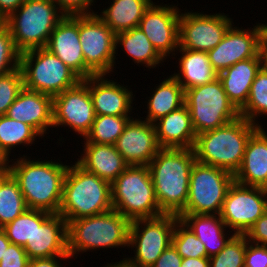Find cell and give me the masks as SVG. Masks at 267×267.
<instances>
[{
	"label": "cell",
	"instance_id": "e575fe53",
	"mask_svg": "<svg viewBox=\"0 0 267 267\" xmlns=\"http://www.w3.org/2000/svg\"><path fill=\"white\" fill-rule=\"evenodd\" d=\"M240 116L248 121L260 125L258 117L267 116V69L263 65L253 81L249 98L245 106L239 111Z\"/></svg>",
	"mask_w": 267,
	"mask_h": 267
},
{
	"label": "cell",
	"instance_id": "836d02e7",
	"mask_svg": "<svg viewBox=\"0 0 267 267\" xmlns=\"http://www.w3.org/2000/svg\"><path fill=\"white\" fill-rule=\"evenodd\" d=\"M132 116L96 115L84 142L115 145Z\"/></svg>",
	"mask_w": 267,
	"mask_h": 267
},
{
	"label": "cell",
	"instance_id": "7a4b0ae2",
	"mask_svg": "<svg viewBox=\"0 0 267 267\" xmlns=\"http://www.w3.org/2000/svg\"><path fill=\"white\" fill-rule=\"evenodd\" d=\"M195 161L193 148H161L148 164L156 199L164 214L178 215L186 207Z\"/></svg>",
	"mask_w": 267,
	"mask_h": 267
},
{
	"label": "cell",
	"instance_id": "f5cc1de1",
	"mask_svg": "<svg viewBox=\"0 0 267 267\" xmlns=\"http://www.w3.org/2000/svg\"><path fill=\"white\" fill-rule=\"evenodd\" d=\"M10 159L11 158L0 147V165H4L9 170V163L12 162Z\"/></svg>",
	"mask_w": 267,
	"mask_h": 267
},
{
	"label": "cell",
	"instance_id": "d6a6232c",
	"mask_svg": "<svg viewBox=\"0 0 267 267\" xmlns=\"http://www.w3.org/2000/svg\"><path fill=\"white\" fill-rule=\"evenodd\" d=\"M27 208L18 182L8 172L0 181V228L13 221Z\"/></svg>",
	"mask_w": 267,
	"mask_h": 267
},
{
	"label": "cell",
	"instance_id": "603a6c76",
	"mask_svg": "<svg viewBox=\"0 0 267 267\" xmlns=\"http://www.w3.org/2000/svg\"><path fill=\"white\" fill-rule=\"evenodd\" d=\"M260 126L249 138L242 164L234 175V181L267 189V133Z\"/></svg>",
	"mask_w": 267,
	"mask_h": 267
},
{
	"label": "cell",
	"instance_id": "277c9868",
	"mask_svg": "<svg viewBox=\"0 0 267 267\" xmlns=\"http://www.w3.org/2000/svg\"><path fill=\"white\" fill-rule=\"evenodd\" d=\"M113 209L111 183L82 168L76 161L68 166L58 214L68 223Z\"/></svg>",
	"mask_w": 267,
	"mask_h": 267
},
{
	"label": "cell",
	"instance_id": "d590c367",
	"mask_svg": "<svg viewBox=\"0 0 267 267\" xmlns=\"http://www.w3.org/2000/svg\"><path fill=\"white\" fill-rule=\"evenodd\" d=\"M172 245L182 258L207 257L203 242L180 219L176 221Z\"/></svg>",
	"mask_w": 267,
	"mask_h": 267
},
{
	"label": "cell",
	"instance_id": "5bb4252c",
	"mask_svg": "<svg viewBox=\"0 0 267 267\" xmlns=\"http://www.w3.org/2000/svg\"><path fill=\"white\" fill-rule=\"evenodd\" d=\"M233 24V19L225 13L185 10L179 17V47L208 53L221 42Z\"/></svg>",
	"mask_w": 267,
	"mask_h": 267
},
{
	"label": "cell",
	"instance_id": "74e56055",
	"mask_svg": "<svg viewBox=\"0 0 267 267\" xmlns=\"http://www.w3.org/2000/svg\"><path fill=\"white\" fill-rule=\"evenodd\" d=\"M2 229L11 243L25 247L27 241H31L35 231V209H26Z\"/></svg>",
	"mask_w": 267,
	"mask_h": 267
},
{
	"label": "cell",
	"instance_id": "8fae6325",
	"mask_svg": "<svg viewBox=\"0 0 267 267\" xmlns=\"http://www.w3.org/2000/svg\"><path fill=\"white\" fill-rule=\"evenodd\" d=\"M233 182L230 172L195 161L190 172L188 201L179 214H220Z\"/></svg>",
	"mask_w": 267,
	"mask_h": 267
},
{
	"label": "cell",
	"instance_id": "681fc988",
	"mask_svg": "<svg viewBox=\"0 0 267 267\" xmlns=\"http://www.w3.org/2000/svg\"><path fill=\"white\" fill-rule=\"evenodd\" d=\"M180 267H209V258H183Z\"/></svg>",
	"mask_w": 267,
	"mask_h": 267
},
{
	"label": "cell",
	"instance_id": "60d3db41",
	"mask_svg": "<svg viewBox=\"0 0 267 267\" xmlns=\"http://www.w3.org/2000/svg\"><path fill=\"white\" fill-rule=\"evenodd\" d=\"M28 255L24 247L10 243L0 261V267H27Z\"/></svg>",
	"mask_w": 267,
	"mask_h": 267
},
{
	"label": "cell",
	"instance_id": "db71d44e",
	"mask_svg": "<svg viewBox=\"0 0 267 267\" xmlns=\"http://www.w3.org/2000/svg\"><path fill=\"white\" fill-rule=\"evenodd\" d=\"M8 172H9V170L4 165H0V181L4 178V176Z\"/></svg>",
	"mask_w": 267,
	"mask_h": 267
},
{
	"label": "cell",
	"instance_id": "484cf974",
	"mask_svg": "<svg viewBox=\"0 0 267 267\" xmlns=\"http://www.w3.org/2000/svg\"><path fill=\"white\" fill-rule=\"evenodd\" d=\"M158 144L161 148H193L196 133L186 105L170 112L155 123Z\"/></svg>",
	"mask_w": 267,
	"mask_h": 267
},
{
	"label": "cell",
	"instance_id": "f546056e",
	"mask_svg": "<svg viewBox=\"0 0 267 267\" xmlns=\"http://www.w3.org/2000/svg\"><path fill=\"white\" fill-rule=\"evenodd\" d=\"M154 89V93L147 97L150 99L145 101L147 112L144 111L147 114L144 119L152 124L185 105V90L172 75L164 78Z\"/></svg>",
	"mask_w": 267,
	"mask_h": 267
},
{
	"label": "cell",
	"instance_id": "30bf717a",
	"mask_svg": "<svg viewBox=\"0 0 267 267\" xmlns=\"http://www.w3.org/2000/svg\"><path fill=\"white\" fill-rule=\"evenodd\" d=\"M178 219L174 214H162L154 218L131 221L128 248L133 249L134 256L124 258L137 267H151L172 244V235Z\"/></svg>",
	"mask_w": 267,
	"mask_h": 267
},
{
	"label": "cell",
	"instance_id": "f907efd6",
	"mask_svg": "<svg viewBox=\"0 0 267 267\" xmlns=\"http://www.w3.org/2000/svg\"><path fill=\"white\" fill-rule=\"evenodd\" d=\"M10 243L11 242L7 238L5 231L2 228H0V261L2 259V256H4L5 251Z\"/></svg>",
	"mask_w": 267,
	"mask_h": 267
},
{
	"label": "cell",
	"instance_id": "ee69618b",
	"mask_svg": "<svg viewBox=\"0 0 267 267\" xmlns=\"http://www.w3.org/2000/svg\"><path fill=\"white\" fill-rule=\"evenodd\" d=\"M245 236L250 243L267 246V211L257 219Z\"/></svg>",
	"mask_w": 267,
	"mask_h": 267
},
{
	"label": "cell",
	"instance_id": "2e32d148",
	"mask_svg": "<svg viewBox=\"0 0 267 267\" xmlns=\"http://www.w3.org/2000/svg\"><path fill=\"white\" fill-rule=\"evenodd\" d=\"M177 6L178 4L175 6V4L152 3L145 11L138 26L165 60L172 55L175 58V55L178 54L181 11Z\"/></svg>",
	"mask_w": 267,
	"mask_h": 267
},
{
	"label": "cell",
	"instance_id": "d4e9b609",
	"mask_svg": "<svg viewBox=\"0 0 267 267\" xmlns=\"http://www.w3.org/2000/svg\"><path fill=\"white\" fill-rule=\"evenodd\" d=\"M77 163L85 170L112 183L129 165L115 145L84 142Z\"/></svg>",
	"mask_w": 267,
	"mask_h": 267
},
{
	"label": "cell",
	"instance_id": "7bdbcfd3",
	"mask_svg": "<svg viewBox=\"0 0 267 267\" xmlns=\"http://www.w3.org/2000/svg\"><path fill=\"white\" fill-rule=\"evenodd\" d=\"M267 246L253 244L247 241L245 267H266Z\"/></svg>",
	"mask_w": 267,
	"mask_h": 267
},
{
	"label": "cell",
	"instance_id": "9a60e30c",
	"mask_svg": "<svg viewBox=\"0 0 267 267\" xmlns=\"http://www.w3.org/2000/svg\"><path fill=\"white\" fill-rule=\"evenodd\" d=\"M96 113L89 91V78L53 97V128L63 126L85 138Z\"/></svg>",
	"mask_w": 267,
	"mask_h": 267
},
{
	"label": "cell",
	"instance_id": "52a82bcc",
	"mask_svg": "<svg viewBox=\"0 0 267 267\" xmlns=\"http://www.w3.org/2000/svg\"><path fill=\"white\" fill-rule=\"evenodd\" d=\"M113 209L130 222L164 214L156 199L148 166L129 165L111 183Z\"/></svg>",
	"mask_w": 267,
	"mask_h": 267
},
{
	"label": "cell",
	"instance_id": "8992f818",
	"mask_svg": "<svg viewBox=\"0 0 267 267\" xmlns=\"http://www.w3.org/2000/svg\"><path fill=\"white\" fill-rule=\"evenodd\" d=\"M66 15L53 0H25L5 20L16 49L22 53L46 48L56 25Z\"/></svg>",
	"mask_w": 267,
	"mask_h": 267
},
{
	"label": "cell",
	"instance_id": "6da1fadb",
	"mask_svg": "<svg viewBox=\"0 0 267 267\" xmlns=\"http://www.w3.org/2000/svg\"><path fill=\"white\" fill-rule=\"evenodd\" d=\"M27 155L20 156L9 166V173L18 182L27 208L58 214L63 184L68 166L56 160H31ZM60 161V162H59Z\"/></svg>",
	"mask_w": 267,
	"mask_h": 267
},
{
	"label": "cell",
	"instance_id": "44dd1931",
	"mask_svg": "<svg viewBox=\"0 0 267 267\" xmlns=\"http://www.w3.org/2000/svg\"><path fill=\"white\" fill-rule=\"evenodd\" d=\"M82 80L85 79V60L79 41V15H66L52 31L46 46Z\"/></svg>",
	"mask_w": 267,
	"mask_h": 267
},
{
	"label": "cell",
	"instance_id": "e0dca14e",
	"mask_svg": "<svg viewBox=\"0 0 267 267\" xmlns=\"http://www.w3.org/2000/svg\"><path fill=\"white\" fill-rule=\"evenodd\" d=\"M24 249L29 259L70 256L66 220L60 214L35 209V231Z\"/></svg>",
	"mask_w": 267,
	"mask_h": 267
},
{
	"label": "cell",
	"instance_id": "f1b7e54d",
	"mask_svg": "<svg viewBox=\"0 0 267 267\" xmlns=\"http://www.w3.org/2000/svg\"><path fill=\"white\" fill-rule=\"evenodd\" d=\"M152 0H112L111 5L96 15L115 33L131 30L139 26Z\"/></svg>",
	"mask_w": 267,
	"mask_h": 267
},
{
	"label": "cell",
	"instance_id": "ba28073f",
	"mask_svg": "<svg viewBox=\"0 0 267 267\" xmlns=\"http://www.w3.org/2000/svg\"><path fill=\"white\" fill-rule=\"evenodd\" d=\"M19 67L24 87L54 97L82 79L46 48L20 53Z\"/></svg>",
	"mask_w": 267,
	"mask_h": 267
},
{
	"label": "cell",
	"instance_id": "8d00e7d4",
	"mask_svg": "<svg viewBox=\"0 0 267 267\" xmlns=\"http://www.w3.org/2000/svg\"><path fill=\"white\" fill-rule=\"evenodd\" d=\"M247 238L235 234L226 246L209 258V267H245Z\"/></svg>",
	"mask_w": 267,
	"mask_h": 267
},
{
	"label": "cell",
	"instance_id": "f35d334b",
	"mask_svg": "<svg viewBox=\"0 0 267 267\" xmlns=\"http://www.w3.org/2000/svg\"><path fill=\"white\" fill-rule=\"evenodd\" d=\"M24 88L20 67L0 76V116L6 115L8 108Z\"/></svg>",
	"mask_w": 267,
	"mask_h": 267
},
{
	"label": "cell",
	"instance_id": "d6986e66",
	"mask_svg": "<svg viewBox=\"0 0 267 267\" xmlns=\"http://www.w3.org/2000/svg\"><path fill=\"white\" fill-rule=\"evenodd\" d=\"M232 25L221 42L208 52L213 69L219 74L242 60L256 57L259 52V30Z\"/></svg>",
	"mask_w": 267,
	"mask_h": 267
},
{
	"label": "cell",
	"instance_id": "4316f807",
	"mask_svg": "<svg viewBox=\"0 0 267 267\" xmlns=\"http://www.w3.org/2000/svg\"><path fill=\"white\" fill-rule=\"evenodd\" d=\"M177 216L203 242L207 258L219 253L235 235L230 230L226 232V224L219 214H178Z\"/></svg>",
	"mask_w": 267,
	"mask_h": 267
},
{
	"label": "cell",
	"instance_id": "816d5d0a",
	"mask_svg": "<svg viewBox=\"0 0 267 267\" xmlns=\"http://www.w3.org/2000/svg\"><path fill=\"white\" fill-rule=\"evenodd\" d=\"M103 267H137L131 263H129L125 258H123L122 260L120 259L119 262H112V263H107V265H103Z\"/></svg>",
	"mask_w": 267,
	"mask_h": 267
},
{
	"label": "cell",
	"instance_id": "9f6ffc18",
	"mask_svg": "<svg viewBox=\"0 0 267 267\" xmlns=\"http://www.w3.org/2000/svg\"><path fill=\"white\" fill-rule=\"evenodd\" d=\"M4 23V20L0 17V24Z\"/></svg>",
	"mask_w": 267,
	"mask_h": 267
},
{
	"label": "cell",
	"instance_id": "4dcf8cb0",
	"mask_svg": "<svg viewBox=\"0 0 267 267\" xmlns=\"http://www.w3.org/2000/svg\"><path fill=\"white\" fill-rule=\"evenodd\" d=\"M115 46L117 52L118 47L121 46V50L125 51L124 54L126 53L128 57L132 58L134 64H137V66L139 64L143 65L148 70L151 68L156 69V67L165 62V59L157 52L139 27L116 34Z\"/></svg>",
	"mask_w": 267,
	"mask_h": 267
},
{
	"label": "cell",
	"instance_id": "1f68e13d",
	"mask_svg": "<svg viewBox=\"0 0 267 267\" xmlns=\"http://www.w3.org/2000/svg\"><path fill=\"white\" fill-rule=\"evenodd\" d=\"M42 136L30 125L0 116V147L10 157L11 151L16 146H31L34 141Z\"/></svg>",
	"mask_w": 267,
	"mask_h": 267
},
{
	"label": "cell",
	"instance_id": "ffe728a7",
	"mask_svg": "<svg viewBox=\"0 0 267 267\" xmlns=\"http://www.w3.org/2000/svg\"><path fill=\"white\" fill-rule=\"evenodd\" d=\"M106 77L109 76L101 74L89 77V91L96 115L131 116L135 97L132 90Z\"/></svg>",
	"mask_w": 267,
	"mask_h": 267
},
{
	"label": "cell",
	"instance_id": "7dc6e473",
	"mask_svg": "<svg viewBox=\"0 0 267 267\" xmlns=\"http://www.w3.org/2000/svg\"><path fill=\"white\" fill-rule=\"evenodd\" d=\"M25 0H0V17L5 20L16 11Z\"/></svg>",
	"mask_w": 267,
	"mask_h": 267
},
{
	"label": "cell",
	"instance_id": "ab89813d",
	"mask_svg": "<svg viewBox=\"0 0 267 267\" xmlns=\"http://www.w3.org/2000/svg\"><path fill=\"white\" fill-rule=\"evenodd\" d=\"M20 52L16 49L8 27L0 24V76L19 67Z\"/></svg>",
	"mask_w": 267,
	"mask_h": 267
},
{
	"label": "cell",
	"instance_id": "b9f144b4",
	"mask_svg": "<svg viewBox=\"0 0 267 267\" xmlns=\"http://www.w3.org/2000/svg\"><path fill=\"white\" fill-rule=\"evenodd\" d=\"M65 15H82L96 13L91 10L95 0H53Z\"/></svg>",
	"mask_w": 267,
	"mask_h": 267
},
{
	"label": "cell",
	"instance_id": "f6af8a7d",
	"mask_svg": "<svg viewBox=\"0 0 267 267\" xmlns=\"http://www.w3.org/2000/svg\"><path fill=\"white\" fill-rule=\"evenodd\" d=\"M182 257L171 244L151 267H180Z\"/></svg>",
	"mask_w": 267,
	"mask_h": 267
},
{
	"label": "cell",
	"instance_id": "ac0fdd59",
	"mask_svg": "<svg viewBox=\"0 0 267 267\" xmlns=\"http://www.w3.org/2000/svg\"><path fill=\"white\" fill-rule=\"evenodd\" d=\"M143 118H132L115 143L128 165L148 166L161 149L155 125Z\"/></svg>",
	"mask_w": 267,
	"mask_h": 267
},
{
	"label": "cell",
	"instance_id": "4fadbf2b",
	"mask_svg": "<svg viewBox=\"0 0 267 267\" xmlns=\"http://www.w3.org/2000/svg\"><path fill=\"white\" fill-rule=\"evenodd\" d=\"M267 211V189L233 182L227 190L220 217L234 234L245 235Z\"/></svg>",
	"mask_w": 267,
	"mask_h": 267
},
{
	"label": "cell",
	"instance_id": "3957f363",
	"mask_svg": "<svg viewBox=\"0 0 267 267\" xmlns=\"http://www.w3.org/2000/svg\"><path fill=\"white\" fill-rule=\"evenodd\" d=\"M260 126L262 124L257 125L240 116L226 125L196 135L193 147L196 161L235 175L250 136Z\"/></svg>",
	"mask_w": 267,
	"mask_h": 267
},
{
	"label": "cell",
	"instance_id": "11a10c76",
	"mask_svg": "<svg viewBox=\"0 0 267 267\" xmlns=\"http://www.w3.org/2000/svg\"><path fill=\"white\" fill-rule=\"evenodd\" d=\"M263 57V65L266 67L267 69V55H261Z\"/></svg>",
	"mask_w": 267,
	"mask_h": 267
},
{
	"label": "cell",
	"instance_id": "c3c4849f",
	"mask_svg": "<svg viewBox=\"0 0 267 267\" xmlns=\"http://www.w3.org/2000/svg\"><path fill=\"white\" fill-rule=\"evenodd\" d=\"M259 30V52L261 55H267V23L257 24Z\"/></svg>",
	"mask_w": 267,
	"mask_h": 267
},
{
	"label": "cell",
	"instance_id": "bcb514c9",
	"mask_svg": "<svg viewBox=\"0 0 267 267\" xmlns=\"http://www.w3.org/2000/svg\"><path fill=\"white\" fill-rule=\"evenodd\" d=\"M70 258V256H54L50 258L29 259L27 267H63L62 260L67 262V259Z\"/></svg>",
	"mask_w": 267,
	"mask_h": 267
},
{
	"label": "cell",
	"instance_id": "7402d4cb",
	"mask_svg": "<svg viewBox=\"0 0 267 267\" xmlns=\"http://www.w3.org/2000/svg\"><path fill=\"white\" fill-rule=\"evenodd\" d=\"M6 115L30 125L44 137L53 128V97L24 87Z\"/></svg>",
	"mask_w": 267,
	"mask_h": 267
},
{
	"label": "cell",
	"instance_id": "7c38bea8",
	"mask_svg": "<svg viewBox=\"0 0 267 267\" xmlns=\"http://www.w3.org/2000/svg\"><path fill=\"white\" fill-rule=\"evenodd\" d=\"M79 41L85 60V79L113 74L118 59L116 34L96 13L79 15Z\"/></svg>",
	"mask_w": 267,
	"mask_h": 267
},
{
	"label": "cell",
	"instance_id": "83f0119b",
	"mask_svg": "<svg viewBox=\"0 0 267 267\" xmlns=\"http://www.w3.org/2000/svg\"><path fill=\"white\" fill-rule=\"evenodd\" d=\"M181 54L178 58V72L172 76L182 88L187 89L202 86L218 78V73L213 69L207 52L178 48Z\"/></svg>",
	"mask_w": 267,
	"mask_h": 267
},
{
	"label": "cell",
	"instance_id": "9c48e42d",
	"mask_svg": "<svg viewBox=\"0 0 267 267\" xmlns=\"http://www.w3.org/2000/svg\"><path fill=\"white\" fill-rule=\"evenodd\" d=\"M185 105L189 109L196 135L214 130L240 117L229 101L219 78L211 83L187 89Z\"/></svg>",
	"mask_w": 267,
	"mask_h": 267
},
{
	"label": "cell",
	"instance_id": "cb8c5ba5",
	"mask_svg": "<svg viewBox=\"0 0 267 267\" xmlns=\"http://www.w3.org/2000/svg\"><path fill=\"white\" fill-rule=\"evenodd\" d=\"M263 66V57H256L237 62L218 74L229 101L240 111L249 98L250 87L257 72Z\"/></svg>",
	"mask_w": 267,
	"mask_h": 267
},
{
	"label": "cell",
	"instance_id": "5b68a950",
	"mask_svg": "<svg viewBox=\"0 0 267 267\" xmlns=\"http://www.w3.org/2000/svg\"><path fill=\"white\" fill-rule=\"evenodd\" d=\"M130 223L114 209L69 221L67 236L70 257L77 259L80 252H92L100 248H128Z\"/></svg>",
	"mask_w": 267,
	"mask_h": 267
}]
</instances>
